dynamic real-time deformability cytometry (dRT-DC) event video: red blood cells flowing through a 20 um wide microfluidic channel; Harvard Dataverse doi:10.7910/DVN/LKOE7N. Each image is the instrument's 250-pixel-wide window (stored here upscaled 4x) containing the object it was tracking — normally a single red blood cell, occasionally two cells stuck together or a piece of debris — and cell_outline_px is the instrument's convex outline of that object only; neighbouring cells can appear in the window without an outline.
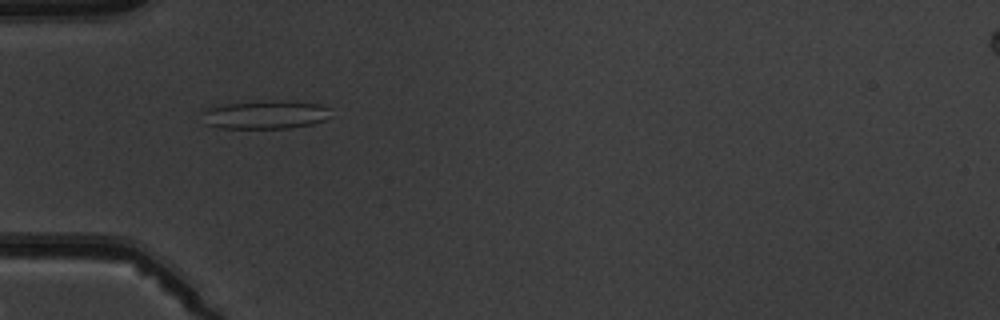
{"species": "common noctule bat (a hibernating species)", "species_latin": "Nyctalus noctula", "temperature_condition": "warm", "stored_images_in_passage": 3, "camera_frame_rate_fps": 3000, "um_per_image_px": 0.085, "animal": {"sex": "male", "body_mass_g": 19.5, "forearm_length_mm": 54.6}, "frame": {"image": 1, "passage_image": 2, "time_ms": 1.333, "image_size_px": [1000, 320], "cell_outline_px": [[332, 116], [324, 120], [312, 124], [292, 128], [216, 128], [204, 124], [200, 112], [208, 108], [224, 104], [268, 100], [288, 100], [320, 104], [328, 108]], "centroid_in_image_um": [22.53, 9.74], "position_along_channel_um": 62.5, "area_um2": 21.79}}
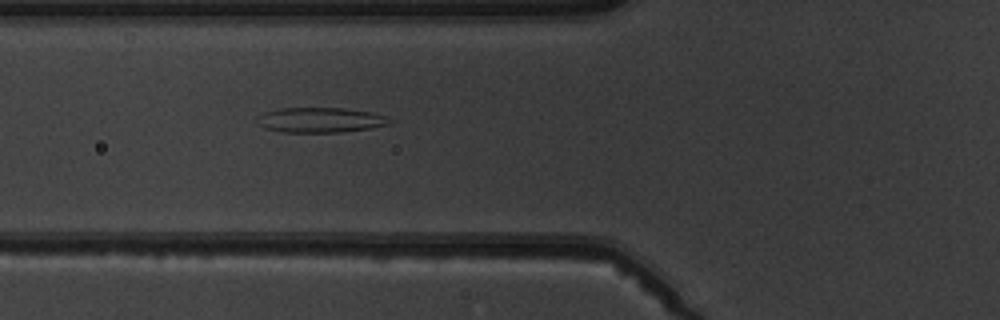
{"frame": {"image": 2, "passage_image": 3, "time_ms": 2.333, "image_size_px": [1000, 320], "cell_outline_px": [[392, 120], [388, 124], [372, 128], [340, 132], [280, 132], [264, 128], [256, 120], [256, 116], [264, 112], [280, 108], [344, 108], [372, 112], [384, 116]], "centroid_in_image_um": [27.19, 10.2], "position_along_channel_um": 98.6, "area_um2": 19.36}}